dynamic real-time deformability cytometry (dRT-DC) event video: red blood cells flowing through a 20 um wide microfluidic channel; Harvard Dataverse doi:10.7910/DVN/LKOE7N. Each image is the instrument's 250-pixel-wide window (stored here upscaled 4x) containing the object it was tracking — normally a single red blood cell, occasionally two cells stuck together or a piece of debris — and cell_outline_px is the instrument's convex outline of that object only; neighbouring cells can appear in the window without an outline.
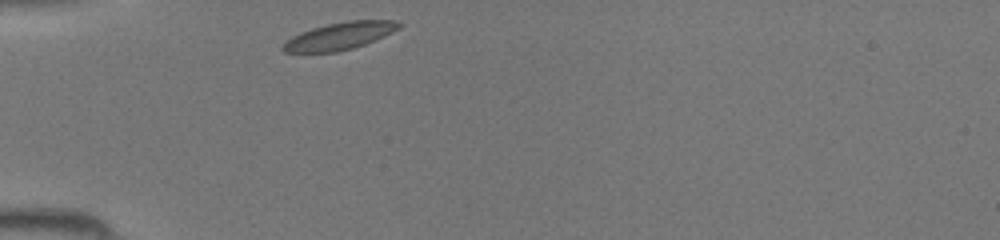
{"species": "common noctule bat (a hibernating species)", "species_latin": "Nyctalus noctula", "temperature_condition": "room temperature", "stored_images_in_passage": 27, "camera_frame_rate_fps": 3000, "um_per_image_px": 0.085, "animal": {"sex": "female", "body_mass_g": 19.5, "forearm_length_mm": 54.1}, "frame": {"image": 1, "passage_image": 1, "time_ms": 0.0, "image_size_px": [1000, 240], "cell_outline_px": [[404, 24], [400, 28], [384, 36], [364, 44], [352, 48], [336, 52], [284, 52], [280, 48], [292, 36], [300, 32], [312, 28], [328, 24], [348, 20], [392, 20]], "centroid_in_image_um": [28.88, 3.05], "position_along_channel_um": 56.1, "area_um2": 18.32}}
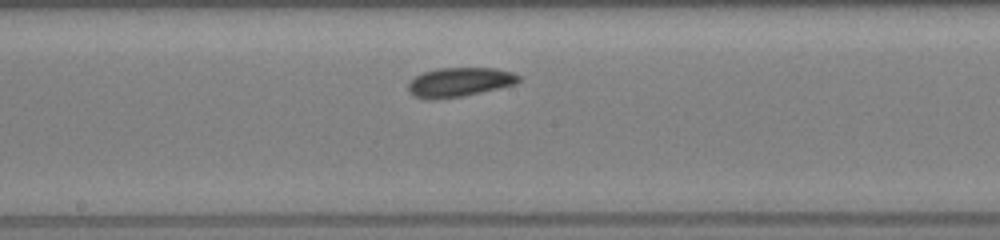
{"frame": {"image": 2, "passage_image": 12, "time_ms": 3.667, "image_size_px": [1000, 240], "cell_outline_px": [[520, 80], [516, 84], [464, 96], [432, 100], [424, 100], [412, 96], [408, 92], [408, 84], [416, 76], [424, 72], [440, 68], [492, 68], [512, 72], [520, 76]], "centroid_in_image_um": [39.02, 7.0], "position_along_channel_um": 209.2, "area_um2": 18.9}}
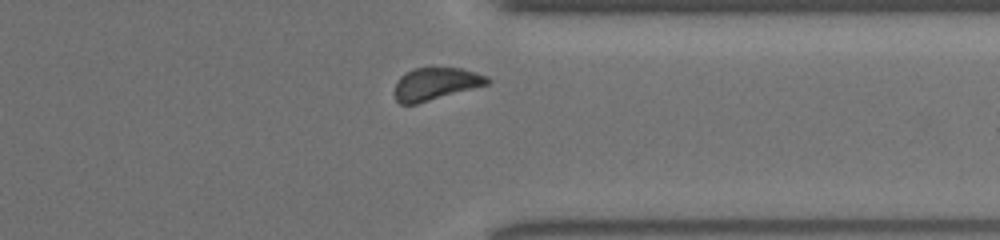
{"frame": {"image": 3, "passage_image": 23, "time_ms": 7.333, "image_size_px": [1000, 240], "cell_outline_px": [[492, 80], [488, 84], [416, 104], [400, 104], [396, 100], [396, 84], [400, 76], [412, 68], [464, 68], [488, 76]], "centroid_in_image_um": [37.06, 7.11], "position_along_channel_um": 374.3, "area_um2": 17.4}}